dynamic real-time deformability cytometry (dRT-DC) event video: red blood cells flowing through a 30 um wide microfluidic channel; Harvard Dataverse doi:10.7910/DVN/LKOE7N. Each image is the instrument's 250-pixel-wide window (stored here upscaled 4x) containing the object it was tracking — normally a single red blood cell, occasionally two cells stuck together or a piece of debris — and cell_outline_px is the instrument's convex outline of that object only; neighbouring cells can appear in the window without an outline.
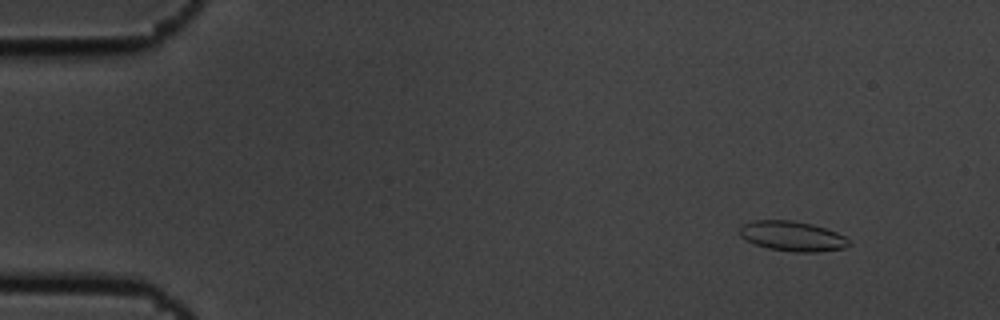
{"species": "common noctule bat (a hibernating species)", "species_latin": "Nyctalus noctula", "temperature_condition": "cold", "stored_images_in_passage": 5, "camera_frame_rate_fps": 3000, "um_per_image_px": 0.085, "animal": {"sex": "male", "body_mass_g": 19.5, "forearm_length_mm": 54.6}, "frame": {"image": 1, "passage_image": 2, "time_ms": 0.333, "image_size_px": [1000, 320], "cell_outline_px": [[852, 244], [844, 248], [816, 252], [796, 252], [768, 248], [756, 244], [740, 236], [740, 228], [744, 224], [756, 220], [792, 220], [812, 224], [836, 232], [844, 236]], "centroid_in_image_um": [67.37, 20.07], "position_along_channel_um": 17.6, "area_um2": 18.84}}